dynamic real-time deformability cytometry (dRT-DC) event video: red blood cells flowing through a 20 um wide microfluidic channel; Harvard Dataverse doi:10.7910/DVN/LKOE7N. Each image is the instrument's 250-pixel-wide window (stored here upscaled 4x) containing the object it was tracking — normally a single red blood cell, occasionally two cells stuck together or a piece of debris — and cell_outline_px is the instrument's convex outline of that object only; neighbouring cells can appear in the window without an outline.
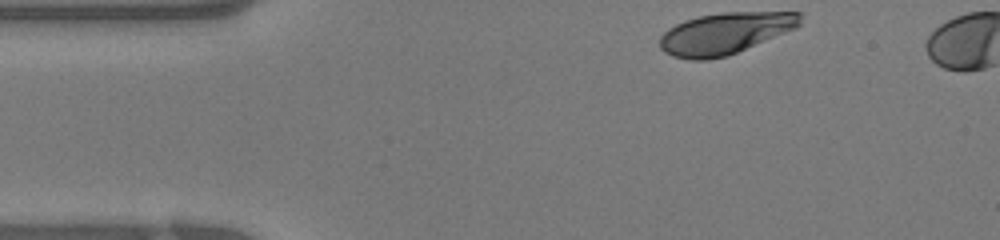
{"species": "human", "species_latin": "Homo sapiens", "temperature_condition": "warm", "stored_images_in_passage": 32, "camera_frame_rate_fps": 3000, "um_per_image_px": 0.085, "donor": {"sex": "female"}, "frame": {"image": 1, "passage_image": 1, "time_ms": 0.0, "image_size_px": [1000, 240], "cell_outline_px": [[800, 24], [796, 28], [728, 56], [708, 60], [692, 60], [672, 56], [664, 52], [660, 48], [660, 36], [668, 28], [684, 20], [700, 16], [720, 12], [800, 12]], "centroid_in_image_um": [61.59, 2.84], "position_along_channel_um": 23.4, "area_um2": 33.99}}
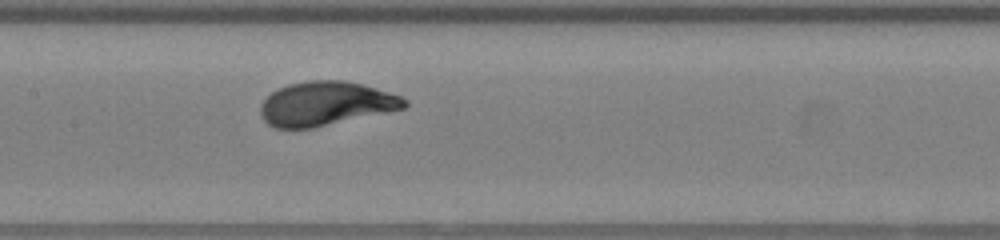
{"frame": {"image": 2, "passage_image": 14, "time_ms": 4.333, "image_size_px": [1000, 240], "cell_outline_px": [[408, 104], [404, 108], [312, 128], [276, 128], [268, 124], [260, 116], [260, 104], [272, 92], [288, 84], [308, 80], [344, 80], [376, 88], [400, 96], [408, 100]], "centroid_in_image_um": [27.66, 8.8], "position_along_channel_um": 179.7, "area_um2": 36.65}}
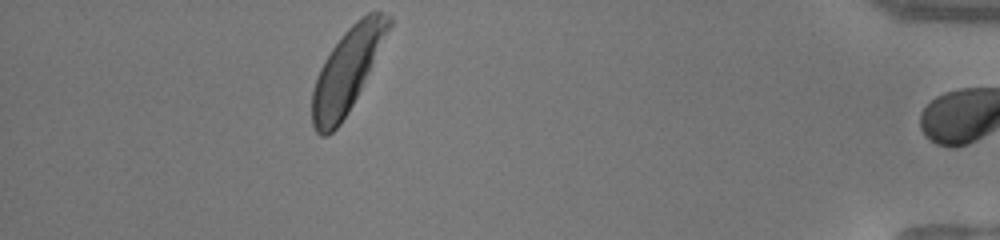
{"frame": {"image": 3, "passage_image": 31, "time_ms": 10.0, "image_size_px": [1000, 240], "cell_outline_px": [[392, 24], [348, 112], [340, 124], [328, 136], [320, 136], [316, 132], [312, 124], [312, 92], [316, 76], [324, 60], [332, 48], [344, 32], [356, 20], [368, 12], [380, 12], [392, 16]], "centroid_in_image_um": [29.47, 5.99], "position_along_channel_um": 405.7, "area_um2": 36.3}}